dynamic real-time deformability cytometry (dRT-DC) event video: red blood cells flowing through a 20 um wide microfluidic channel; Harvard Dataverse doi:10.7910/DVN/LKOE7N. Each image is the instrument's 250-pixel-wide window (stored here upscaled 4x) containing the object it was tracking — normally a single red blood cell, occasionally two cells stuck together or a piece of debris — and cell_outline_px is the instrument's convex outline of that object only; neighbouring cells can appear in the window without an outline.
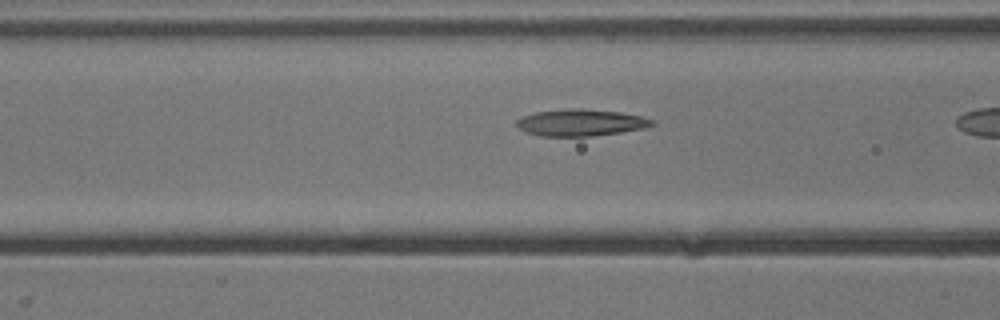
{"species": "common noctule bat (a hibernating species)", "species_latin": "Nyctalus noctula", "temperature_condition": "cold", "stored_images_in_passage": 6, "camera_frame_rate_fps": 3000, "um_per_image_px": 0.085, "animal": {"sex": "male", "body_mass_g": 13.3}, "frame": {"image": 1, "passage_image": 5, "time_ms": 1.333, "image_size_px": [1000, 320], "cell_outline_px": [[656, 124], [644, 128], [620, 132], [592, 136], [540, 136], [524, 132], [516, 124], [516, 120], [524, 116], [536, 112], [568, 108], [576, 108], [620, 112], [640, 116], [656, 120]], "centroid_in_image_um": [49.37, 10.42], "position_along_channel_um": 117.2, "area_um2": 21.1}}